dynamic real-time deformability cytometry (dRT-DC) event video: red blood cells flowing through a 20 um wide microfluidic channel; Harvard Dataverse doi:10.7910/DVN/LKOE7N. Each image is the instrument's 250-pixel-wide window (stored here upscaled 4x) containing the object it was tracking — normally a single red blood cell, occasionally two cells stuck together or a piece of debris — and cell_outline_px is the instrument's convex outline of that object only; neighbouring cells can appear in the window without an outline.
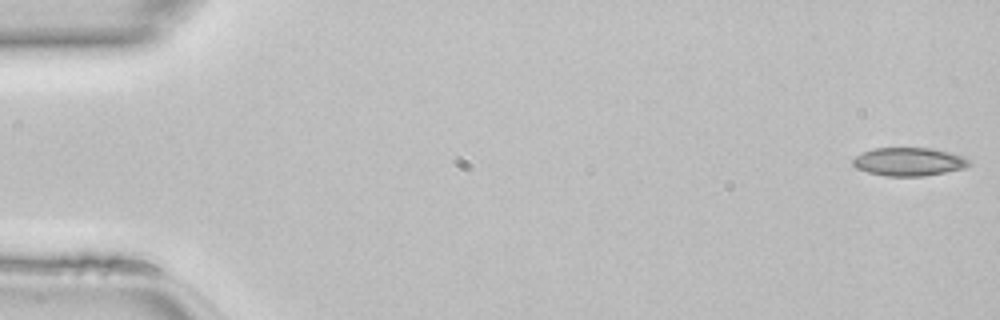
{"species": "common noctule bat (a hibernating species)", "species_latin": "Nyctalus noctula", "temperature_condition": "room temperature", "stored_images_in_passage": 47, "camera_frame_rate_fps": 3000, "um_per_image_px": 0.085, "animal": {"sex": "female", "body_mass_g": 22.7, "forearm_length_mm": 54.2}, "frame": {"image": 1, "passage_image": 1, "time_ms": 0.0, "image_size_px": [1000, 320], "cell_outline_px": [[972, 164], [964, 168], [924, 176], [888, 176], [868, 172], [856, 168], [852, 164], [852, 160], [856, 156], [872, 148], [932, 148], [964, 156], [972, 160]], "centroid_in_image_um": [77.28, 13.74], "position_along_channel_um": 7.7, "area_um2": 19.19}}
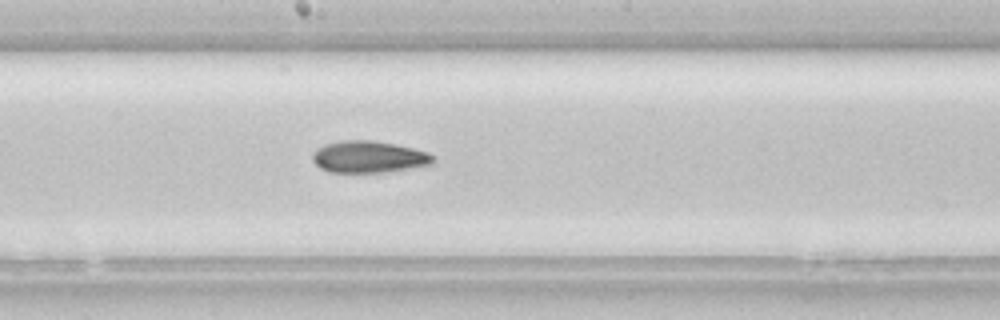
{"frame": {"image": 2, "passage_image": 25, "time_ms": 8.0, "image_size_px": [1000, 320], "cell_outline_px": [[432, 164], [384, 172], [328, 172], [320, 168], [312, 160], [312, 152], [316, 148], [324, 144], [344, 140], [368, 140], [392, 144], [412, 148], [428, 152], [432, 156]], "centroid_in_image_um": [31.26, 13.33], "position_along_channel_um": 216.9, "area_um2": 22.08}}
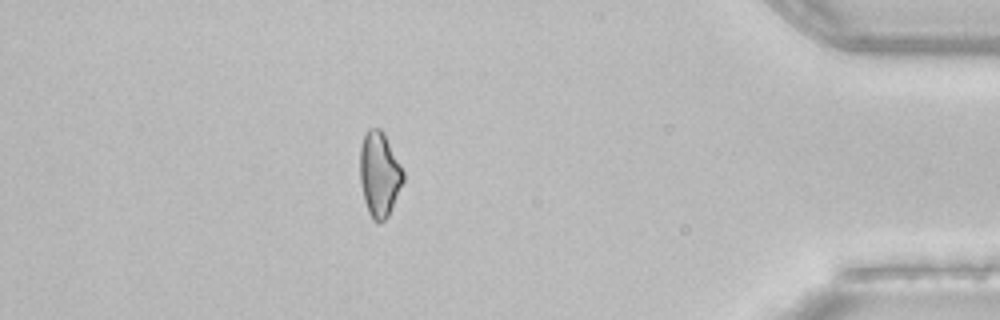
{"frame": {"image": 3, "passage_image": 41, "time_ms": 13.333, "image_size_px": [1000, 320], "cell_outline_px": [[404, 180], [388, 216], [384, 220], [372, 220], [368, 212], [364, 200], [360, 184], [360, 148], [364, 136], [368, 128], [380, 128], [384, 132], [404, 172]], "centroid_in_image_um": [32.24, 14.79], "position_along_channel_um": 403.0, "area_um2": 21.27}}